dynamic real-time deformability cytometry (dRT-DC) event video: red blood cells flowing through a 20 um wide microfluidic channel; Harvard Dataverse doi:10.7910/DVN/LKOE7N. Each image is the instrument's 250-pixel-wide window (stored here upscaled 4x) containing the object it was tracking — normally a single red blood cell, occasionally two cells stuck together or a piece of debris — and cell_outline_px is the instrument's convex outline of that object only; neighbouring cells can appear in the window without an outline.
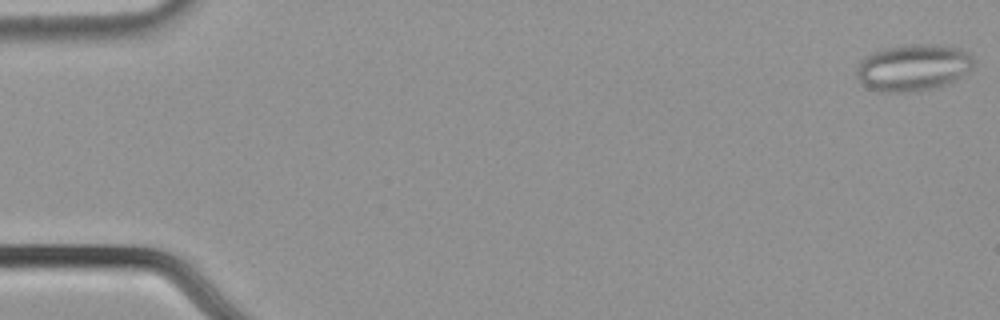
{"species": "common noctule bat (a hibernating species)", "species_latin": "Nyctalus noctula", "temperature_condition": "cold", "stored_images_in_passage": 56, "segment_of_instrument_passage": [1, 2], "camera_frame_rate_fps": 3000, "um_per_image_px": 0.085, "animal": {"sex": "male", "body_mass_g": 21.5, "forearm_length_mm": 52.0}, "frame": {"image": 1, "passage_image": 1, "time_ms": 0.0, "image_size_px": [1000, 320], "cell_outline_px": [[972, 68], [968, 72], [948, 84], [932, 88], [900, 92], [880, 92], [868, 88], [856, 76], [856, 68], [860, 60], [864, 56], [884, 48], [908, 44], [932, 44], [960, 48], [968, 52], [972, 56]], "centroid_in_image_um": [77.6, 5.73], "position_along_channel_um": 7.4, "area_um2": 31.85}}